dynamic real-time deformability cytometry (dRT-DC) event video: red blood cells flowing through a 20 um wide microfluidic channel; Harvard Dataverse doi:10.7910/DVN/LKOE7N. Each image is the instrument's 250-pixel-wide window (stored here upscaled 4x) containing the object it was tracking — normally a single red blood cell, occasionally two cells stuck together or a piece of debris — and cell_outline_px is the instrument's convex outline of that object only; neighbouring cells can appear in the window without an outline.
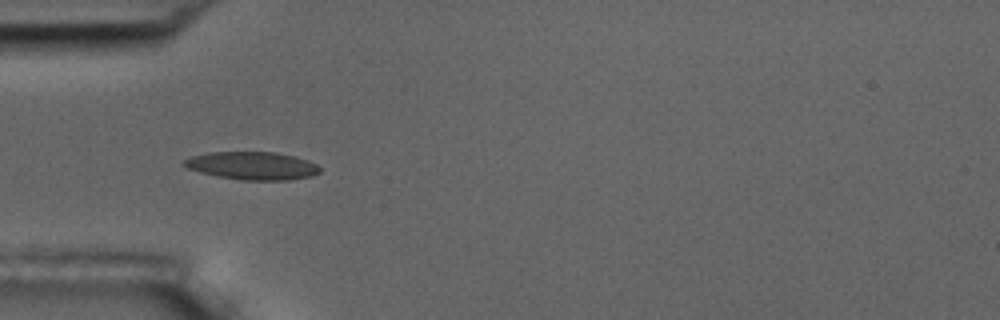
{"species": "common noctule bat (a hibernating species)", "species_latin": "Nyctalus noctula", "temperature_condition": "room temperature", "stored_images_in_passage": 7, "camera_frame_rate_fps": 3000, "um_per_image_px": 0.085, "animal": {"sex": "male", "body_mass_g": 17.5, "forearm_length_mm": 52.3}, "frame": {"image": 1, "passage_image": 6, "time_ms": 5.667, "image_size_px": [1000, 320], "cell_outline_px": [[320, 172], [312, 176], [288, 180], [240, 180], [200, 172], [188, 168], [180, 164], [184, 160], [192, 156], [208, 152], [276, 152], [296, 156], [308, 160], [316, 164], [320, 168]], "centroid_in_image_um": [21.46, 14.08], "position_along_channel_um": 63.5, "area_um2": 22.14}}